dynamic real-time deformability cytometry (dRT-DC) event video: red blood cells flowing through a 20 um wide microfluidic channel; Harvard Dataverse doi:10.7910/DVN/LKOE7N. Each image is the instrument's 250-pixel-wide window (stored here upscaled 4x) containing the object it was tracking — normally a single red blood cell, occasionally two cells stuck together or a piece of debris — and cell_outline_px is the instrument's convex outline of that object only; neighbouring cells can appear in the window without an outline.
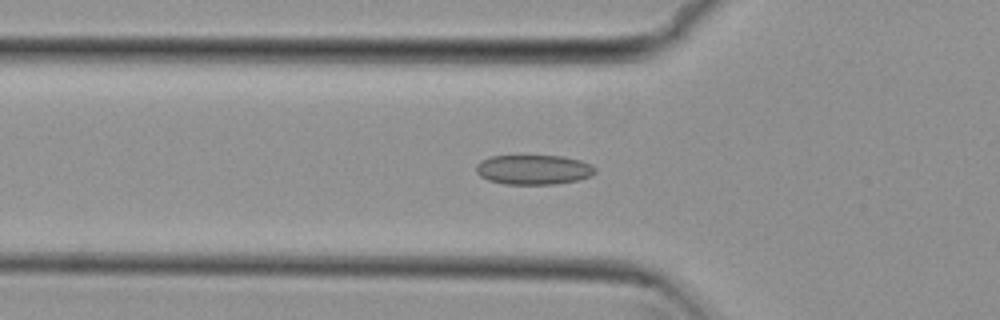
{"species": "common noctule bat (a hibernating species)", "species_latin": "Nyctalus noctula", "temperature_condition": "cold", "stored_images_in_passage": 54, "camera_frame_rate_fps": 3000, "um_per_image_px": 0.085, "animal": {"sex": "female", "body_mass_g": 29.2, "forearm_length_mm": 56.3}, "frame": {"image": 1, "passage_image": 18, "time_ms": 5.667, "image_size_px": [1000, 320], "cell_outline_px": [[596, 172], [592, 176], [580, 180], [556, 184], [504, 184], [488, 180], [480, 176], [476, 172], [476, 164], [480, 160], [492, 156], [564, 156], [580, 160], [596, 168]], "centroid_in_image_um": [45.36, 14.43], "position_along_channel_um": 80.4, "area_um2": 20.75}}
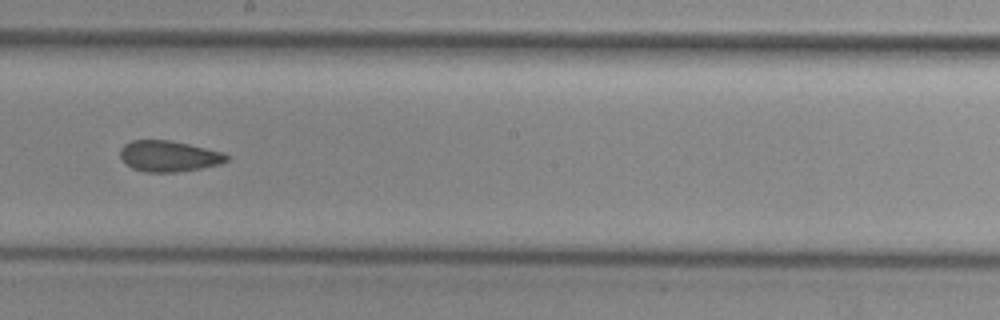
{"frame": {"image": 2, "passage_image": 30, "time_ms": 9.667, "image_size_px": [1000, 320], "cell_outline_px": [[228, 160], [220, 164], [200, 168], [176, 172], [144, 172], [132, 168], [120, 156], [120, 148], [124, 144], [132, 140], [168, 140], [188, 144], [224, 152], [228, 156]], "centroid_in_image_um": [14.35, 13.27], "position_along_channel_um": 233.9, "area_um2": 19.07}}
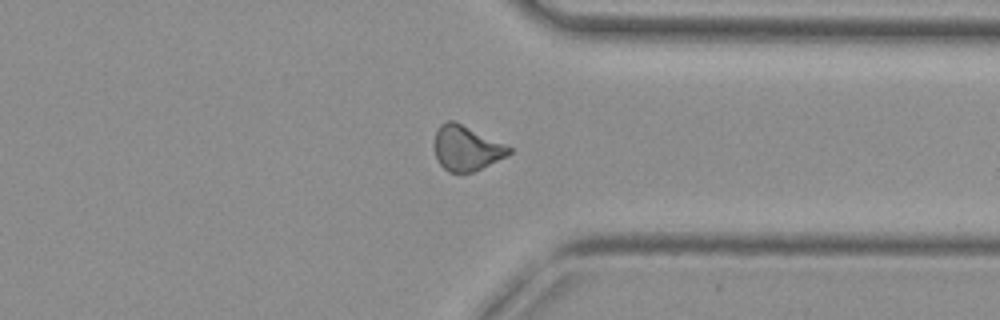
{"frame": {"image": 3, "passage_image": 41, "time_ms": 13.333, "image_size_px": [1000, 320], "cell_outline_px": [[512, 152], [508, 156], [472, 172], [448, 172], [436, 160], [432, 144], [436, 132], [440, 124], [448, 120], [456, 120], [512, 148]], "centroid_in_image_um": [39.6, 12.58], "position_along_channel_um": 371.8, "area_um2": 19.83}, "authors_computed_cell_mechanics": {"area_um2": 19.8832, "velocity_mm_per_s": 3.8198, "shape_relaxation_time_tau1_ms": null, "shape_relaxation_time_tau2_ms": 2.4113, "deformation_change_tau1": null, "deformation_change_tau2": 0.0897}}